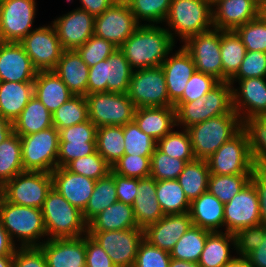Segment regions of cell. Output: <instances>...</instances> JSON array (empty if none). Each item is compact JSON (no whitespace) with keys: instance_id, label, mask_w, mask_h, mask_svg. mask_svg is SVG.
I'll use <instances>...</instances> for the list:
<instances>
[{"instance_id":"22","label":"cell","mask_w":266,"mask_h":267,"mask_svg":"<svg viewBox=\"0 0 266 267\" xmlns=\"http://www.w3.org/2000/svg\"><path fill=\"white\" fill-rule=\"evenodd\" d=\"M37 73L20 43L0 41V81L30 82Z\"/></svg>"},{"instance_id":"1","label":"cell","mask_w":266,"mask_h":267,"mask_svg":"<svg viewBox=\"0 0 266 267\" xmlns=\"http://www.w3.org/2000/svg\"><path fill=\"white\" fill-rule=\"evenodd\" d=\"M175 41L159 25L141 24L119 48L133 70L159 67L173 51Z\"/></svg>"},{"instance_id":"5","label":"cell","mask_w":266,"mask_h":267,"mask_svg":"<svg viewBox=\"0 0 266 267\" xmlns=\"http://www.w3.org/2000/svg\"><path fill=\"white\" fill-rule=\"evenodd\" d=\"M0 221L14 243L18 238L21 247L40 246L41 237L47 236L40 208L12 204L2 198Z\"/></svg>"},{"instance_id":"42","label":"cell","mask_w":266,"mask_h":267,"mask_svg":"<svg viewBox=\"0 0 266 267\" xmlns=\"http://www.w3.org/2000/svg\"><path fill=\"white\" fill-rule=\"evenodd\" d=\"M210 233V231L198 226H191L170 251L171 258L198 263Z\"/></svg>"},{"instance_id":"75","label":"cell","mask_w":266,"mask_h":267,"mask_svg":"<svg viewBox=\"0 0 266 267\" xmlns=\"http://www.w3.org/2000/svg\"><path fill=\"white\" fill-rule=\"evenodd\" d=\"M211 3H212V5L217 1V0H209Z\"/></svg>"},{"instance_id":"11","label":"cell","mask_w":266,"mask_h":267,"mask_svg":"<svg viewBox=\"0 0 266 267\" xmlns=\"http://www.w3.org/2000/svg\"><path fill=\"white\" fill-rule=\"evenodd\" d=\"M127 95L136 108L174 106L161 66L134 70Z\"/></svg>"},{"instance_id":"35","label":"cell","mask_w":266,"mask_h":267,"mask_svg":"<svg viewBox=\"0 0 266 267\" xmlns=\"http://www.w3.org/2000/svg\"><path fill=\"white\" fill-rule=\"evenodd\" d=\"M233 245V248L230 246ZM230 248H235L234 234L229 232H211L205 242L198 260L201 267H224L235 256H231Z\"/></svg>"},{"instance_id":"29","label":"cell","mask_w":266,"mask_h":267,"mask_svg":"<svg viewBox=\"0 0 266 267\" xmlns=\"http://www.w3.org/2000/svg\"><path fill=\"white\" fill-rule=\"evenodd\" d=\"M54 72L73 95H87L89 67L76 50H64Z\"/></svg>"},{"instance_id":"52","label":"cell","mask_w":266,"mask_h":267,"mask_svg":"<svg viewBox=\"0 0 266 267\" xmlns=\"http://www.w3.org/2000/svg\"><path fill=\"white\" fill-rule=\"evenodd\" d=\"M116 49L117 47L108 40L93 35L82 46L78 47L76 51L90 68L100 61L109 58Z\"/></svg>"},{"instance_id":"18","label":"cell","mask_w":266,"mask_h":267,"mask_svg":"<svg viewBox=\"0 0 266 267\" xmlns=\"http://www.w3.org/2000/svg\"><path fill=\"white\" fill-rule=\"evenodd\" d=\"M261 224L257 191L250 181L229 202L224 204L225 232L235 234L241 229Z\"/></svg>"},{"instance_id":"8","label":"cell","mask_w":266,"mask_h":267,"mask_svg":"<svg viewBox=\"0 0 266 267\" xmlns=\"http://www.w3.org/2000/svg\"><path fill=\"white\" fill-rule=\"evenodd\" d=\"M133 71L124 53L117 48L109 58L89 68L87 94L127 93Z\"/></svg>"},{"instance_id":"12","label":"cell","mask_w":266,"mask_h":267,"mask_svg":"<svg viewBox=\"0 0 266 267\" xmlns=\"http://www.w3.org/2000/svg\"><path fill=\"white\" fill-rule=\"evenodd\" d=\"M52 187L51 173L24 171L3 185V198L12 204L41 209Z\"/></svg>"},{"instance_id":"45","label":"cell","mask_w":266,"mask_h":267,"mask_svg":"<svg viewBox=\"0 0 266 267\" xmlns=\"http://www.w3.org/2000/svg\"><path fill=\"white\" fill-rule=\"evenodd\" d=\"M242 129L248 137L252 160L266 166V123L260 117H251L242 121Z\"/></svg>"},{"instance_id":"59","label":"cell","mask_w":266,"mask_h":267,"mask_svg":"<svg viewBox=\"0 0 266 267\" xmlns=\"http://www.w3.org/2000/svg\"><path fill=\"white\" fill-rule=\"evenodd\" d=\"M97 151L96 142H59L57 167H65L69 162L91 155Z\"/></svg>"},{"instance_id":"21","label":"cell","mask_w":266,"mask_h":267,"mask_svg":"<svg viewBox=\"0 0 266 267\" xmlns=\"http://www.w3.org/2000/svg\"><path fill=\"white\" fill-rule=\"evenodd\" d=\"M212 12L214 28L232 31L260 15V0H217Z\"/></svg>"},{"instance_id":"39","label":"cell","mask_w":266,"mask_h":267,"mask_svg":"<svg viewBox=\"0 0 266 267\" xmlns=\"http://www.w3.org/2000/svg\"><path fill=\"white\" fill-rule=\"evenodd\" d=\"M156 196L164 215L190 211V202L177 179L156 181Z\"/></svg>"},{"instance_id":"56","label":"cell","mask_w":266,"mask_h":267,"mask_svg":"<svg viewBox=\"0 0 266 267\" xmlns=\"http://www.w3.org/2000/svg\"><path fill=\"white\" fill-rule=\"evenodd\" d=\"M219 81L213 76L195 71L188 80L182 96L176 102H191L203 98Z\"/></svg>"},{"instance_id":"53","label":"cell","mask_w":266,"mask_h":267,"mask_svg":"<svg viewBox=\"0 0 266 267\" xmlns=\"http://www.w3.org/2000/svg\"><path fill=\"white\" fill-rule=\"evenodd\" d=\"M150 165L151 157L124 154L111 170L124 177L141 179L150 177Z\"/></svg>"},{"instance_id":"70","label":"cell","mask_w":266,"mask_h":267,"mask_svg":"<svg viewBox=\"0 0 266 267\" xmlns=\"http://www.w3.org/2000/svg\"><path fill=\"white\" fill-rule=\"evenodd\" d=\"M13 256H0V267H12Z\"/></svg>"},{"instance_id":"64","label":"cell","mask_w":266,"mask_h":267,"mask_svg":"<svg viewBox=\"0 0 266 267\" xmlns=\"http://www.w3.org/2000/svg\"><path fill=\"white\" fill-rule=\"evenodd\" d=\"M82 6L79 9L87 11L92 16L96 17L101 15L107 8L112 6V0H80Z\"/></svg>"},{"instance_id":"38","label":"cell","mask_w":266,"mask_h":267,"mask_svg":"<svg viewBox=\"0 0 266 267\" xmlns=\"http://www.w3.org/2000/svg\"><path fill=\"white\" fill-rule=\"evenodd\" d=\"M220 52L223 65V82L229 81L239 70L246 54V47L234 30H221Z\"/></svg>"},{"instance_id":"28","label":"cell","mask_w":266,"mask_h":267,"mask_svg":"<svg viewBox=\"0 0 266 267\" xmlns=\"http://www.w3.org/2000/svg\"><path fill=\"white\" fill-rule=\"evenodd\" d=\"M134 121L157 142L177 126L176 110L173 106L139 107L136 108Z\"/></svg>"},{"instance_id":"66","label":"cell","mask_w":266,"mask_h":267,"mask_svg":"<svg viewBox=\"0 0 266 267\" xmlns=\"http://www.w3.org/2000/svg\"><path fill=\"white\" fill-rule=\"evenodd\" d=\"M17 248L0 221V256H14Z\"/></svg>"},{"instance_id":"6","label":"cell","mask_w":266,"mask_h":267,"mask_svg":"<svg viewBox=\"0 0 266 267\" xmlns=\"http://www.w3.org/2000/svg\"><path fill=\"white\" fill-rule=\"evenodd\" d=\"M164 22L172 39L175 41L178 36L183 42L213 28L212 3L209 0H172Z\"/></svg>"},{"instance_id":"72","label":"cell","mask_w":266,"mask_h":267,"mask_svg":"<svg viewBox=\"0 0 266 267\" xmlns=\"http://www.w3.org/2000/svg\"><path fill=\"white\" fill-rule=\"evenodd\" d=\"M130 0H115V3L127 4Z\"/></svg>"},{"instance_id":"24","label":"cell","mask_w":266,"mask_h":267,"mask_svg":"<svg viewBox=\"0 0 266 267\" xmlns=\"http://www.w3.org/2000/svg\"><path fill=\"white\" fill-rule=\"evenodd\" d=\"M193 226L189 212L164 215L144 229V239L151 245L170 253L176 242Z\"/></svg>"},{"instance_id":"54","label":"cell","mask_w":266,"mask_h":267,"mask_svg":"<svg viewBox=\"0 0 266 267\" xmlns=\"http://www.w3.org/2000/svg\"><path fill=\"white\" fill-rule=\"evenodd\" d=\"M265 236V225L259 224L241 229L234 234L235 249L239 257L246 258L257 249Z\"/></svg>"},{"instance_id":"58","label":"cell","mask_w":266,"mask_h":267,"mask_svg":"<svg viewBox=\"0 0 266 267\" xmlns=\"http://www.w3.org/2000/svg\"><path fill=\"white\" fill-rule=\"evenodd\" d=\"M96 136H97V127L90 120L59 130L60 142H70V143L96 142Z\"/></svg>"},{"instance_id":"4","label":"cell","mask_w":266,"mask_h":267,"mask_svg":"<svg viewBox=\"0 0 266 267\" xmlns=\"http://www.w3.org/2000/svg\"><path fill=\"white\" fill-rule=\"evenodd\" d=\"M242 129V121L233 110L231 113L207 119L188 129L195 159L209 158L226 141Z\"/></svg>"},{"instance_id":"26","label":"cell","mask_w":266,"mask_h":267,"mask_svg":"<svg viewBox=\"0 0 266 267\" xmlns=\"http://www.w3.org/2000/svg\"><path fill=\"white\" fill-rule=\"evenodd\" d=\"M161 68L165 75L169 99L174 104L182 96L188 80L196 71L195 63L182 46L169 58L167 56Z\"/></svg>"},{"instance_id":"49","label":"cell","mask_w":266,"mask_h":267,"mask_svg":"<svg viewBox=\"0 0 266 267\" xmlns=\"http://www.w3.org/2000/svg\"><path fill=\"white\" fill-rule=\"evenodd\" d=\"M186 163L185 160L170 157L156 147L151 156L150 177L156 181L175 180L183 171Z\"/></svg>"},{"instance_id":"50","label":"cell","mask_w":266,"mask_h":267,"mask_svg":"<svg viewBox=\"0 0 266 267\" xmlns=\"http://www.w3.org/2000/svg\"><path fill=\"white\" fill-rule=\"evenodd\" d=\"M246 47V51L266 53V19L261 15L234 30Z\"/></svg>"},{"instance_id":"15","label":"cell","mask_w":266,"mask_h":267,"mask_svg":"<svg viewBox=\"0 0 266 267\" xmlns=\"http://www.w3.org/2000/svg\"><path fill=\"white\" fill-rule=\"evenodd\" d=\"M111 258L116 267H133L144 229L140 227L104 232H87Z\"/></svg>"},{"instance_id":"67","label":"cell","mask_w":266,"mask_h":267,"mask_svg":"<svg viewBox=\"0 0 266 267\" xmlns=\"http://www.w3.org/2000/svg\"><path fill=\"white\" fill-rule=\"evenodd\" d=\"M13 133V125L7 118L0 115V143Z\"/></svg>"},{"instance_id":"41","label":"cell","mask_w":266,"mask_h":267,"mask_svg":"<svg viewBox=\"0 0 266 267\" xmlns=\"http://www.w3.org/2000/svg\"><path fill=\"white\" fill-rule=\"evenodd\" d=\"M24 172L21 140L14 132L0 143V183L4 185L16 175Z\"/></svg>"},{"instance_id":"60","label":"cell","mask_w":266,"mask_h":267,"mask_svg":"<svg viewBox=\"0 0 266 267\" xmlns=\"http://www.w3.org/2000/svg\"><path fill=\"white\" fill-rule=\"evenodd\" d=\"M12 267H47L46 257L39 246H18Z\"/></svg>"},{"instance_id":"23","label":"cell","mask_w":266,"mask_h":267,"mask_svg":"<svg viewBox=\"0 0 266 267\" xmlns=\"http://www.w3.org/2000/svg\"><path fill=\"white\" fill-rule=\"evenodd\" d=\"M47 267H86V235L79 238L44 239L39 246Z\"/></svg>"},{"instance_id":"32","label":"cell","mask_w":266,"mask_h":267,"mask_svg":"<svg viewBox=\"0 0 266 267\" xmlns=\"http://www.w3.org/2000/svg\"><path fill=\"white\" fill-rule=\"evenodd\" d=\"M34 94V81H0V115L10 122L21 114Z\"/></svg>"},{"instance_id":"25","label":"cell","mask_w":266,"mask_h":267,"mask_svg":"<svg viewBox=\"0 0 266 267\" xmlns=\"http://www.w3.org/2000/svg\"><path fill=\"white\" fill-rule=\"evenodd\" d=\"M51 175L53 188L82 212L93 193L96 181L86 176L72 173L65 167H57L51 172Z\"/></svg>"},{"instance_id":"47","label":"cell","mask_w":266,"mask_h":267,"mask_svg":"<svg viewBox=\"0 0 266 267\" xmlns=\"http://www.w3.org/2000/svg\"><path fill=\"white\" fill-rule=\"evenodd\" d=\"M124 154L151 157L156 148V141L143 132L135 121L123 126Z\"/></svg>"},{"instance_id":"74","label":"cell","mask_w":266,"mask_h":267,"mask_svg":"<svg viewBox=\"0 0 266 267\" xmlns=\"http://www.w3.org/2000/svg\"><path fill=\"white\" fill-rule=\"evenodd\" d=\"M260 118L266 123V114L265 115H262L260 116Z\"/></svg>"},{"instance_id":"3","label":"cell","mask_w":266,"mask_h":267,"mask_svg":"<svg viewBox=\"0 0 266 267\" xmlns=\"http://www.w3.org/2000/svg\"><path fill=\"white\" fill-rule=\"evenodd\" d=\"M47 239L79 238L87 234L82 212L51 188L41 208Z\"/></svg>"},{"instance_id":"63","label":"cell","mask_w":266,"mask_h":267,"mask_svg":"<svg viewBox=\"0 0 266 267\" xmlns=\"http://www.w3.org/2000/svg\"><path fill=\"white\" fill-rule=\"evenodd\" d=\"M118 201L132 205L137 196V178L124 177L114 172Z\"/></svg>"},{"instance_id":"19","label":"cell","mask_w":266,"mask_h":267,"mask_svg":"<svg viewBox=\"0 0 266 267\" xmlns=\"http://www.w3.org/2000/svg\"><path fill=\"white\" fill-rule=\"evenodd\" d=\"M240 85L233 87V110L241 121L251 117H260L266 114V78L230 79L233 86L235 82Z\"/></svg>"},{"instance_id":"57","label":"cell","mask_w":266,"mask_h":267,"mask_svg":"<svg viewBox=\"0 0 266 267\" xmlns=\"http://www.w3.org/2000/svg\"><path fill=\"white\" fill-rule=\"evenodd\" d=\"M266 78V53L246 51L239 70L231 79Z\"/></svg>"},{"instance_id":"17","label":"cell","mask_w":266,"mask_h":267,"mask_svg":"<svg viewBox=\"0 0 266 267\" xmlns=\"http://www.w3.org/2000/svg\"><path fill=\"white\" fill-rule=\"evenodd\" d=\"M139 26L128 4L114 3L95 17L94 35L120 48Z\"/></svg>"},{"instance_id":"44","label":"cell","mask_w":266,"mask_h":267,"mask_svg":"<svg viewBox=\"0 0 266 267\" xmlns=\"http://www.w3.org/2000/svg\"><path fill=\"white\" fill-rule=\"evenodd\" d=\"M251 175L252 174H210L207 191L225 204L250 182Z\"/></svg>"},{"instance_id":"73","label":"cell","mask_w":266,"mask_h":267,"mask_svg":"<svg viewBox=\"0 0 266 267\" xmlns=\"http://www.w3.org/2000/svg\"><path fill=\"white\" fill-rule=\"evenodd\" d=\"M3 198V185L0 183V203Z\"/></svg>"},{"instance_id":"36","label":"cell","mask_w":266,"mask_h":267,"mask_svg":"<svg viewBox=\"0 0 266 267\" xmlns=\"http://www.w3.org/2000/svg\"><path fill=\"white\" fill-rule=\"evenodd\" d=\"M209 176L207 160L194 159L186 163L177 180L190 203L207 192Z\"/></svg>"},{"instance_id":"34","label":"cell","mask_w":266,"mask_h":267,"mask_svg":"<svg viewBox=\"0 0 266 267\" xmlns=\"http://www.w3.org/2000/svg\"><path fill=\"white\" fill-rule=\"evenodd\" d=\"M12 125L19 136L37 133L53 126L52 113L33 95Z\"/></svg>"},{"instance_id":"55","label":"cell","mask_w":266,"mask_h":267,"mask_svg":"<svg viewBox=\"0 0 266 267\" xmlns=\"http://www.w3.org/2000/svg\"><path fill=\"white\" fill-rule=\"evenodd\" d=\"M170 260L169 252L153 246L143 239L139 244L133 267H169Z\"/></svg>"},{"instance_id":"68","label":"cell","mask_w":266,"mask_h":267,"mask_svg":"<svg viewBox=\"0 0 266 267\" xmlns=\"http://www.w3.org/2000/svg\"><path fill=\"white\" fill-rule=\"evenodd\" d=\"M224 267H252V266L247 262L246 258L236 256Z\"/></svg>"},{"instance_id":"20","label":"cell","mask_w":266,"mask_h":267,"mask_svg":"<svg viewBox=\"0 0 266 267\" xmlns=\"http://www.w3.org/2000/svg\"><path fill=\"white\" fill-rule=\"evenodd\" d=\"M95 17L82 9H74L52 22L64 50H76L94 35Z\"/></svg>"},{"instance_id":"7","label":"cell","mask_w":266,"mask_h":267,"mask_svg":"<svg viewBox=\"0 0 266 267\" xmlns=\"http://www.w3.org/2000/svg\"><path fill=\"white\" fill-rule=\"evenodd\" d=\"M24 171L51 173L57 168L59 130L52 126L20 136Z\"/></svg>"},{"instance_id":"71","label":"cell","mask_w":266,"mask_h":267,"mask_svg":"<svg viewBox=\"0 0 266 267\" xmlns=\"http://www.w3.org/2000/svg\"><path fill=\"white\" fill-rule=\"evenodd\" d=\"M260 15L266 19V0H260Z\"/></svg>"},{"instance_id":"46","label":"cell","mask_w":266,"mask_h":267,"mask_svg":"<svg viewBox=\"0 0 266 267\" xmlns=\"http://www.w3.org/2000/svg\"><path fill=\"white\" fill-rule=\"evenodd\" d=\"M172 0H130L127 4L137 22H149L157 25L164 22L169 13Z\"/></svg>"},{"instance_id":"48","label":"cell","mask_w":266,"mask_h":267,"mask_svg":"<svg viewBox=\"0 0 266 267\" xmlns=\"http://www.w3.org/2000/svg\"><path fill=\"white\" fill-rule=\"evenodd\" d=\"M156 147L170 157L185 160L186 162L195 159L189 133L183 131H171L156 142Z\"/></svg>"},{"instance_id":"9","label":"cell","mask_w":266,"mask_h":267,"mask_svg":"<svg viewBox=\"0 0 266 267\" xmlns=\"http://www.w3.org/2000/svg\"><path fill=\"white\" fill-rule=\"evenodd\" d=\"M89 120L96 127L124 126L134 121L136 107L127 93L100 92L86 95Z\"/></svg>"},{"instance_id":"33","label":"cell","mask_w":266,"mask_h":267,"mask_svg":"<svg viewBox=\"0 0 266 267\" xmlns=\"http://www.w3.org/2000/svg\"><path fill=\"white\" fill-rule=\"evenodd\" d=\"M136 227L138 225L132 205L116 201L87 224V232L125 230Z\"/></svg>"},{"instance_id":"31","label":"cell","mask_w":266,"mask_h":267,"mask_svg":"<svg viewBox=\"0 0 266 267\" xmlns=\"http://www.w3.org/2000/svg\"><path fill=\"white\" fill-rule=\"evenodd\" d=\"M51 112L67 102L73 94L54 71H40L34 79V94Z\"/></svg>"},{"instance_id":"51","label":"cell","mask_w":266,"mask_h":267,"mask_svg":"<svg viewBox=\"0 0 266 267\" xmlns=\"http://www.w3.org/2000/svg\"><path fill=\"white\" fill-rule=\"evenodd\" d=\"M65 168L72 173L86 176L95 181L105 177L111 170V166L97 151L69 162Z\"/></svg>"},{"instance_id":"13","label":"cell","mask_w":266,"mask_h":267,"mask_svg":"<svg viewBox=\"0 0 266 267\" xmlns=\"http://www.w3.org/2000/svg\"><path fill=\"white\" fill-rule=\"evenodd\" d=\"M183 48L190 54L196 71L213 76L223 82V65L221 61V30L214 28L188 37Z\"/></svg>"},{"instance_id":"30","label":"cell","mask_w":266,"mask_h":267,"mask_svg":"<svg viewBox=\"0 0 266 267\" xmlns=\"http://www.w3.org/2000/svg\"><path fill=\"white\" fill-rule=\"evenodd\" d=\"M189 214L195 226L210 232H221L224 227V203L208 191L190 203Z\"/></svg>"},{"instance_id":"10","label":"cell","mask_w":266,"mask_h":267,"mask_svg":"<svg viewBox=\"0 0 266 267\" xmlns=\"http://www.w3.org/2000/svg\"><path fill=\"white\" fill-rule=\"evenodd\" d=\"M206 160L210 174L216 175L252 174L257 166L251 158L248 137L243 129Z\"/></svg>"},{"instance_id":"65","label":"cell","mask_w":266,"mask_h":267,"mask_svg":"<svg viewBox=\"0 0 266 267\" xmlns=\"http://www.w3.org/2000/svg\"><path fill=\"white\" fill-rule=\"evenodd\" d=\"M247 262L252 267H266V225L265 236L257 249H254L247 257Z\"/></svg>"},{"instance_id":"16","label":"cell","mask_w":266,"mask_h":267,"mask_svg":"<svg viewBox=\"0 0 266 267\" xmlns=\"http://www.w3.org/2000/svg\"><path fill=\"white\" fill-rule=\"evenodd\" d=\"M36 7L35 0H0V41L19 43L31 32Z\"/></svg>"},{"instance_id":"61","label":"cell","mask_w":266,"mask_h":267,"mask_svg":"<svg viewBox=\"0 0 266 267\" xmlns=\"http://www.w3.org/2000/svg\"><path fill=\"white\" fill-rule=\"evenodd\" d=\"M85 263L86 267H116L105 250L88 233Z\"/></svg>"},{"instance_id":"27","label":"cell","mask_w":266,"mask_h":267,"mask_svg":"<svg viewBox=\"0 0 266 267\" xmlns=\"http://www.w3.org/2000/svg\"><path fill=\"white\" fill-rule=\"evenodd\" d=\"M137 190V196L132 204L134 217L138 227L145 229L161 219L164 213L157 201L154 178H137Z\"/></svg>"},{"instance_id":"37","label":"cell","mask_w":266,"mask_h":267,"mask_svg":"<svg viewBox=\"0 0 266 267\" xmlns=\"http://www.w3.org/2000/svg\"><path fill=\"white\" fill-rule=\"evenodd\" d=\"M118 201L114 172L110 170L105 177L96 181L93 193L82 211L84 221L88 224L96 215Z\"/></svg>"},{"instance_id":"69","label":"cell","mask_w":266,"mask_h":267,"mask_svg":"<svg viewBox=\"0 0 266 267\" xmlns=\"http://www.w3.org/2000/svg\"><path fill=\"white\" fill-rule=\"evenodd\" d=\"M169 267H201V266L197 262H189L171 258Z\"/></svg>"},{"instance_id":"14","label":"cell","mask_w":266,"mask_h":267,"mask_svg":"<svg viewBox=\"0 0 266 267\" xmlns=\"http://www.w3.org/2000/svg\"><path fill=\"white\" fill-rule=\"evenodd\" d=\"M19 43L38 72L54 71L64 51L52 23L33 29Z\"/></svg>"},{"instance_id":"40","label":"cell","mask_w":266,"mask_h":267,"mask_svg":"<svg viewBox=\"0 0 266 267\" xmlns=\"http://www.w3.org/2000/svg\"><path fill=\"white\" fill-rule=\"evenodd\" d=\"M97 152L112 167L125 151L123 126H101L97 128Z\"/></svg>"},{"instance_id":"2","label":"cell","mask_w":266,"mask_h":267,"mask_svg":"<svg viewBox=\"0 0 266 267\" xmlns=\"http://www.w3.org/2000/svg\"><path fill=\"white\" fill-rule=\"evenodd\" d=\"M233 86L228 82H219L203 98L191 102H175L176 124L180 128L201 123L233 111ZM182 126V127H181Z\"/></svg>"},{"instance_id":"62","label":"cell","mask_w":266,"mask_h":267,"mask_svg":"<svg viewBox=\"0 0 266 267\" xmlns=\"http://www.w3.org/2000/svg\"><path fill=\"white\" fill-rule=\"evenodd\" d=\"M250 181L258 194L261 224L266 225V166L257 165Z\"/></svg>"},{"instance_id":"43","label":"cell","mask_w":266,"mask_h":267,"mask_svg":"<svg viewBox=\"0 0 266 267\" xmlns=\"http://www.w3.org/2000/svg\"><path fill=\"white\" fill-rule=\"evenodd\" d=\"M89 120L86 96L73 95L52 113L53 126L58 130Z\"/></svg>"}]
</instances>
